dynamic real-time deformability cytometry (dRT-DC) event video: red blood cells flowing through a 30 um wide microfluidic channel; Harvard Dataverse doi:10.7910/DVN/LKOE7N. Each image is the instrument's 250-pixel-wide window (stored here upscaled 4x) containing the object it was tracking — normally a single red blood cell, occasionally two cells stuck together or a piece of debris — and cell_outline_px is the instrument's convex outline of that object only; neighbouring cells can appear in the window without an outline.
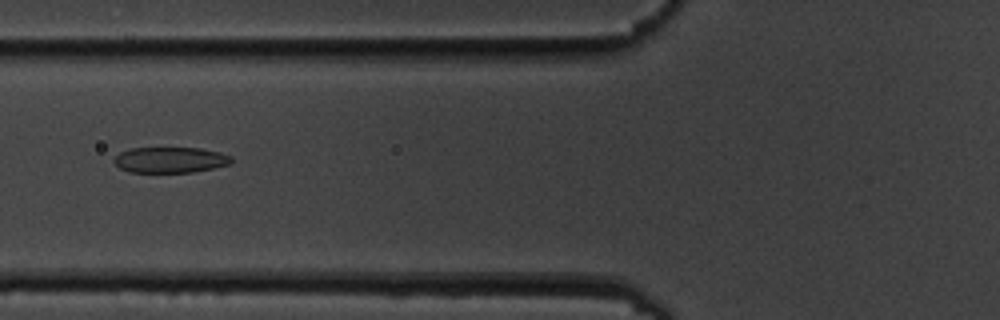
{"species": "common noctule bat (a hibernating species)", "species_latin": "Nyctalus noctula", "temperature_condition": "cold", "stored_images_in_passage": 13, "camera_frame_rate_fps": 3000, "um_per_image_px": 0.085, "animal": {"sex": "male", "body_mass_g": 19.5, "forearm_length_mm": 54.6}, "frame": {"image": 1, "passage_image": 4, "time_ms": 4.333, "image_size_px": [1000, 320], "cell_outline_px": [[232, 164], [192, 172], [128, 172], [120, 168], [112, 160], [120, 152], [132, 148], [200, 148], [220, 152], [232, 156]], "centroid_in_image_um": [14.49, 13.59], "position_along_channel_um": 111.3, "area_um2": 17.63}}
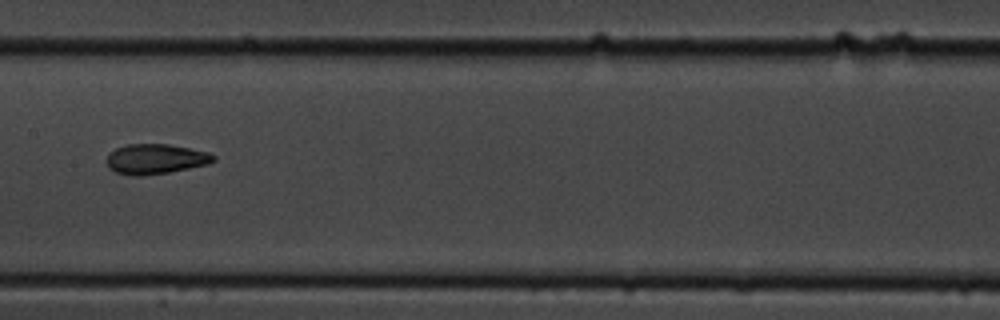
{"frame": {"image": 2, "passage_image": 6, "time_ms": 6.667, "image_size_px": [1000, 320], "cell_outline_px": [[216, 160], [208, 164], [168, 172], [140, 176], [132, 176], [116, 172], [108, 168], [108, 152], [116, 148], [128, 144], [168, 144], [208, 152], [216, 156]], "centroid_in_image_um": [13.21, 13.51], "position_along_channel_um": 194.2, "area_um2": 18.61}}
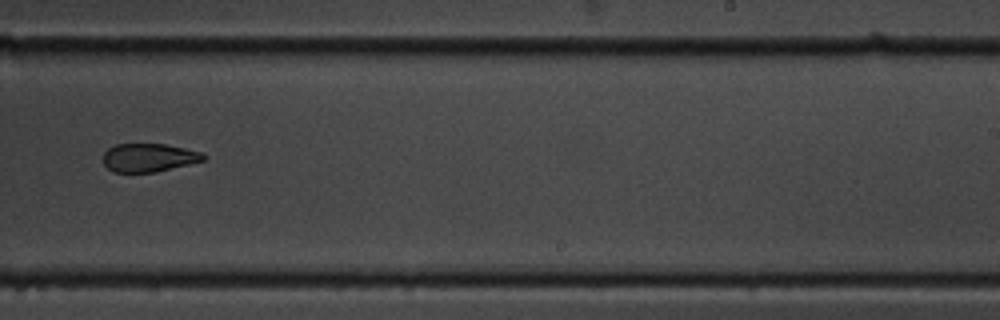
{"frame": {"image": 3, "passage_image": 8, "time_ms": 9.0, "image_size_px": [1000, 320], "cell_outline_px": [[208, 156], [204, 160], [156, 172], [112, 172], [104, 164], [104, 152], [108, 148], [116, 144], [164, 144], [184, 148], [200, 152]], "centroid_in_image_um": [12.63, 13.4], "position_along_channel_um": 276.4, "area_um2": 16.47}, "authors_computed_cell_mechanics": {"area_um2": 18.6116, "velocity_mm_per_s": 3.553, "shape_relaxation_time_tau1_ms": 5.9979, "shape_relaxation_time_tau2_ms": 3.0444, "deformation_change_tau1": 0.1593, "deformation_change_tau2": 0.1093}}